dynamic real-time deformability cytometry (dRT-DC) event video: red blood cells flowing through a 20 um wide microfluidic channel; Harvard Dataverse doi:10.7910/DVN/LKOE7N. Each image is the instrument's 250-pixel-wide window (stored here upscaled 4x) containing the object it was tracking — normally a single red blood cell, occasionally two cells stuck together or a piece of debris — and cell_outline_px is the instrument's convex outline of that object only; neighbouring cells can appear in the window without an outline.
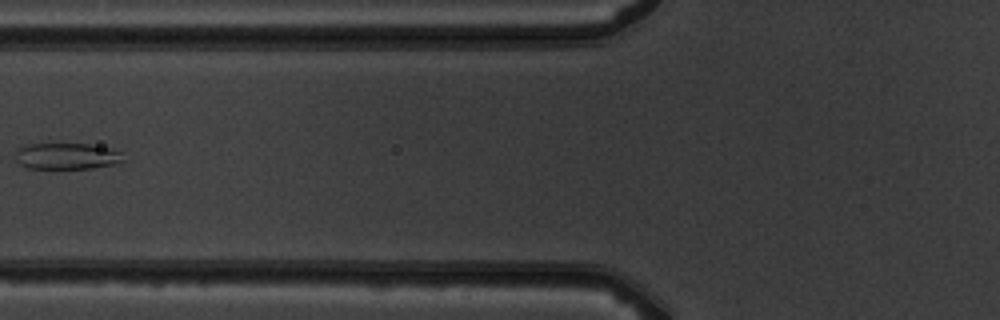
{"species": "common noctule bat (a hibernating species)", "species_latin": "Nyctalus noctula", "temperature_condition": "warm", "stored_images_in_passage": 8, "camera_frame_rate_fps": 3000, "um_per_image_px": 0.085, "animal": {"sex": "male", "body_mass_g": 19.5, "forearm_length_mm": 54.6}, "frame": {"image": 1, "passage_image": 7, "time_ms": 7.0, "image_size_px": [1000, 320], "cell_outline_px": [[124, 160], [116, 164], [92, 168], [28, 168], [12, 160], [16, 148], [28, 144], [88, 144], [112, 148], [120, 152]], "centroid_in_image_um": [5.61, 13.27], "position_along_channel_um": 120.2, "area_um2": 16.76}}
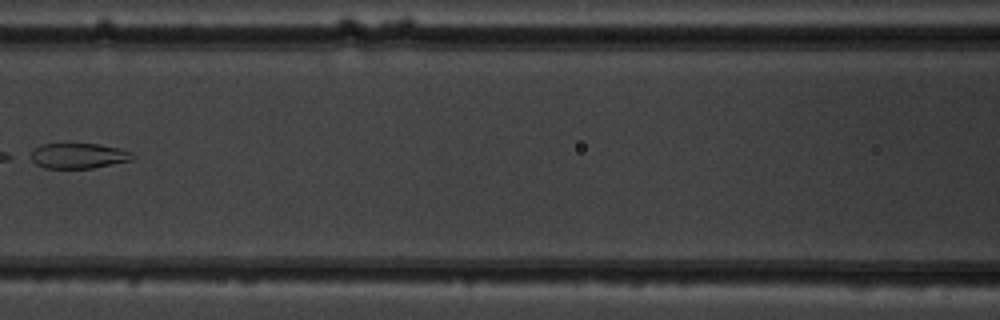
{"frame": {"image": 2, "passage_image": 8, "time_ms": 8.0, "image_size_px": [1000, 320], "cell_outline_px": [[136, 156], [132, 160], [92, 168], [44, 168], [36, 164], [24, 156], [32, 148], [40, 144], [100, 144], [120, 148], [132, 152]], "centroid_in_image_um": [6.58, 13.23], "position_along_channel_um": 160.0, "area_um2": 15.49}}